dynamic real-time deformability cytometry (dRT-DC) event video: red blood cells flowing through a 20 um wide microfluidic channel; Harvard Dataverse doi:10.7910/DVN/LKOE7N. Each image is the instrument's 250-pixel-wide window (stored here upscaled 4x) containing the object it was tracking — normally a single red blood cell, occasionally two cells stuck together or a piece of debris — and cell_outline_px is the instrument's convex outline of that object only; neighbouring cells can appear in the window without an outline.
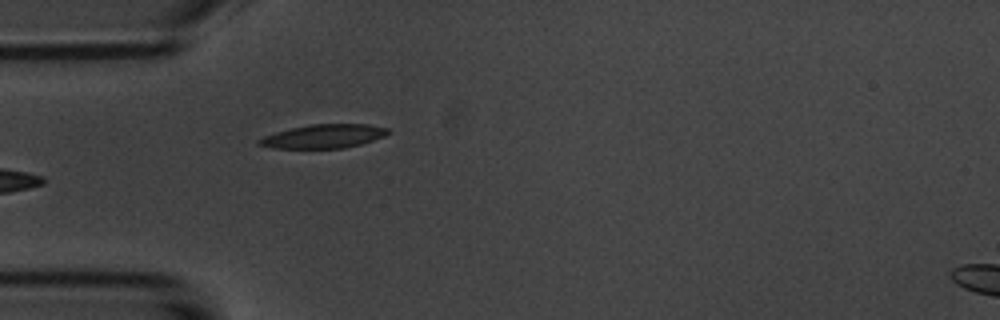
{"species": "common noctule bat (a hibernating species)", "species_latin": "Nyctalus noctula", "temperature_condition": "room temperature", "stored_images_in_passage": 5, "camera_frame_rate_fps": 3000, "um_per_image_px": 0.085, "animal": {"sex": "male", "body_mass_g": 20.1, "forearm_length_mm": 53.5}, "frame": {"image": 1, "passage_image": 5, "time_ms": 5.0, "image_size_px": [1000, 320], "cell_outline_px": [[392, 132], [384, 136], [360, 144], [344, 148], [272, 148], [256, 144], [256, 140], [264, 136], [276, 132], [308, 124], [368, 124], [388, 128]], "centroid_in_image_um": [27.5, 11.58], "position_along_channel_um": 57.5, "area_um2": 17.86}}